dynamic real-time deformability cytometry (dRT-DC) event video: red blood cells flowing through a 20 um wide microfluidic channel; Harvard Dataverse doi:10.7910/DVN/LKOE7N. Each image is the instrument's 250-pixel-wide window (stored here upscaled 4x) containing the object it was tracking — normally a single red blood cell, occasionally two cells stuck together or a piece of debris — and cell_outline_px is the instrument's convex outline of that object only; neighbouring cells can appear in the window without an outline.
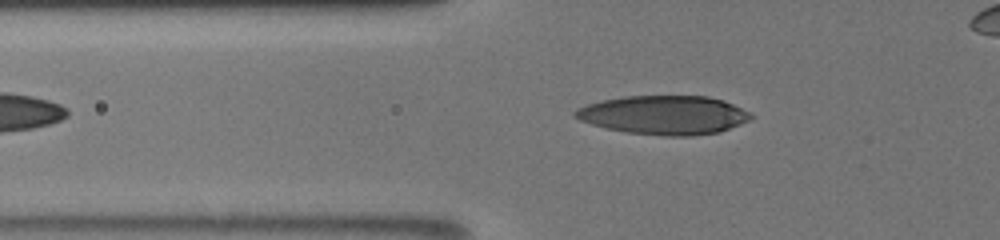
{"species": "human", "species_latin": "Homo sapiens", "temperature_condition": "room temperature", "stored_images_in_passage": 20, "camera_frame_rate_fps": 3000, "um_per_image_px": 0.085, "donor": {"sex": "male"}, "frame": {"image": 1, "passage_image": 12, "time_ms": 3.667, "image_size_px": [1000, 240], "cell_outline_px": [[752, 116], [748, 120], [740, 124], [720, 132], [692, 136], [664, 136], [628, 132], [608, 128], [592, 124], [580, 120], [572, 116], [572, 112], [576, 108], [588, 104], [604, 100], [624, 96], [708, 96], [724, 100], [752, 112]], "centroid_in_image_um": [56.45, 9.77], "position_along_channel_um": 69.3, "area_um2": 39.82}}
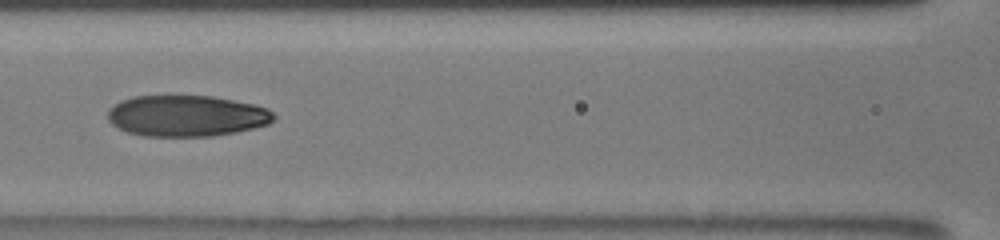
{"frame": {"image": 2, "passage_image": 17, "time_ms": 6.0, "image_size_px": [1000, 240], "cell_outline_px": [[276, 116], [268, 124], [236, 132], [212, 136], [144, 136], [128, 132], [112, 124], [108, 120], [108, 108], [112, 104], [120, 100], [132, 96], [212, 96], [252, 104], [268, 108]], "centroid_in_image_um": [15.82, 9.84], "position_along_channel_um": 150.8, "area_um2": 39.82}}